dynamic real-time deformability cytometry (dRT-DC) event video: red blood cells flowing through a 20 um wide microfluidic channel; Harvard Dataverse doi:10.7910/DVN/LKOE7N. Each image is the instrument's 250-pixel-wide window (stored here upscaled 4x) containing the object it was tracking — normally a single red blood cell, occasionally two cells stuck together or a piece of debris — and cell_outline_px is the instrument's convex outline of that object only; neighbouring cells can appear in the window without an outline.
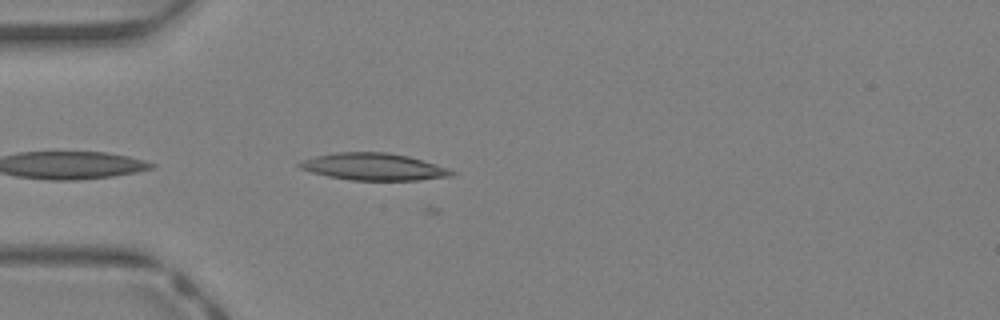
{"species": "Egyptian fruit bat (a non-hibernating species)", "species_latin": "Rousettus aegyptiacus", "temperature_condition": "warm", "stored_images_in_passage": 9, "camera_frame_rate_fps": 3000, "um_per_image_px": 0.085, "animal": {"sex": "female"}, "frame": {"image": 1, "passage_image": 2, "time_ms": 0.333, "image_size_px": [1000, 320], "cell_outline_px": [[456, 172], [452, 176], [420, 180], [352, 180], [328, 176], [312, 172], [300, 168], [296, 164], [304, 160], [316, 156], [336, 152], [388, 152], [408, 156], [448, 168]], "centroid_in_image_um": [31.77, 14.17], "position_along_channel_um": 53.2, "area_um2": 23.81}}
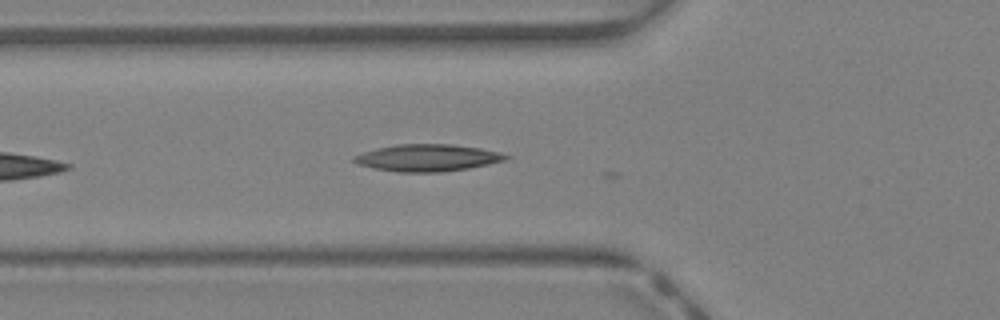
{"frame": {"image": 2, "passage_image": 5, "time_ms": 1.333, "image_size_px": [1000, 320], "cell_outline_px": [[512, 156], [504, 160], [488, 164], [468, 168], [440, 172], [396, 172], [356, 164], [352, 160], [352, 156], [376, 148], [396, 144], [452, 144], [480, 148], [500, 152]], "centroid_in_image_um": [36.32, 13.41], "position_along_channel_um": 89.5, "area_um2": 23.87}}